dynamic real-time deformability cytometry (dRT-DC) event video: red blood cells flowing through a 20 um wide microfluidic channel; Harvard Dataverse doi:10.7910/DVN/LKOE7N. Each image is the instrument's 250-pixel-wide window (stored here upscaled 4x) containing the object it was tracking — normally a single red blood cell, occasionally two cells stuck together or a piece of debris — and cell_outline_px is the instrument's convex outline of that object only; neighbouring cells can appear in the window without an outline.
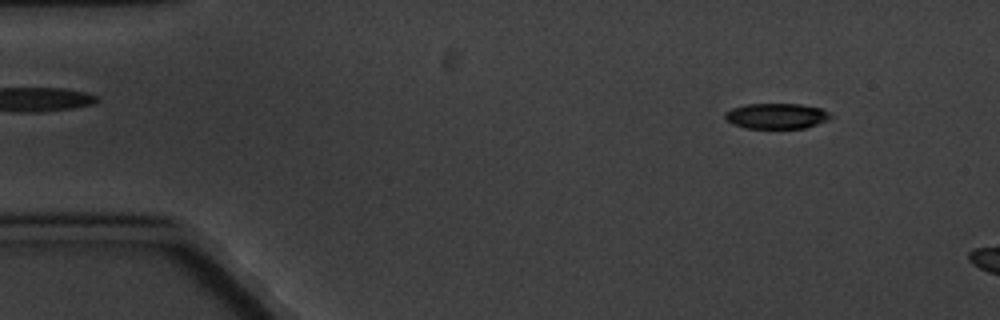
{"species": "common noctule bat (a hibernating species)", "species_latin": "Nyctalus noctula", "temperature_condition": "cold", "stored_images_in_passage": 2, "camera_frame_rate_fps": 3000, "um_per_image_px": 0.085, "animal": {"sex": "male", "body_mass_g": 20.1, "forearm_length_mm": 53.5}, "frame": {"image": 1, "passage_image": 1, "time_ms": 0.0, "image_size_px": [1000, 320], "cell_outline_px": [[832, 116], [828, 120], [804, 128], [744, 128], [732, 124], [724, 116], [724, 112], [732, 108], [744, 104], [800, 104], [820, 108], [828, 112]], "centroid_in_image_um": [65.97, 9.86], "position_along_channel_um": 19.0, "area_um2": 15.66}}